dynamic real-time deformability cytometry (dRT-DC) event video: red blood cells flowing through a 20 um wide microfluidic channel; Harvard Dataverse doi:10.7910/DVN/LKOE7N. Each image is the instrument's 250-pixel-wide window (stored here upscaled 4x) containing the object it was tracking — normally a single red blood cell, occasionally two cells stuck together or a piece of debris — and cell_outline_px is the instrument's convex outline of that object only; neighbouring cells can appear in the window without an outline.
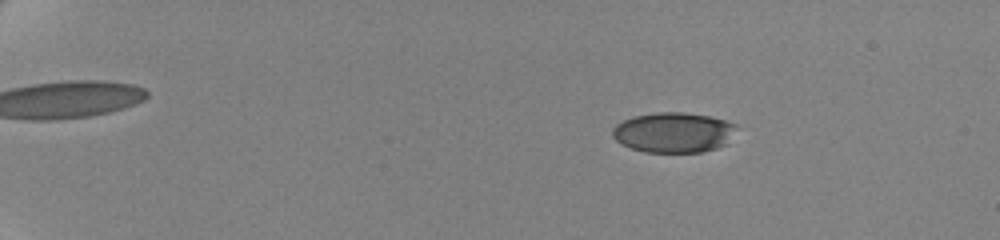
{"species": "human", "species_latin": "Homo sapiens", "temperature_condition": "cold", "stored_images_in_passage": 63, "camera_frame_rate_fps": 3000, "um_per_image_px": 0.085, "donor": {"sex": "female"}, "frame": {"image": 1, "passage_image": 13, "time_ms": 4.0, "image_size_px": [1000, 240], "cell_outline_px": [[736, 124], [728, 144], [704, 152], [644, 152], [620, 144], [612, 136], [612, 128], [616, 124], [632, 116], [656, 112], [684, 112], [708, 116], [724, 120]], "centroid_in_image_um": [57.22, 11.26], "position_along_channel_um": 27.8, "area_um2": 29.13}}
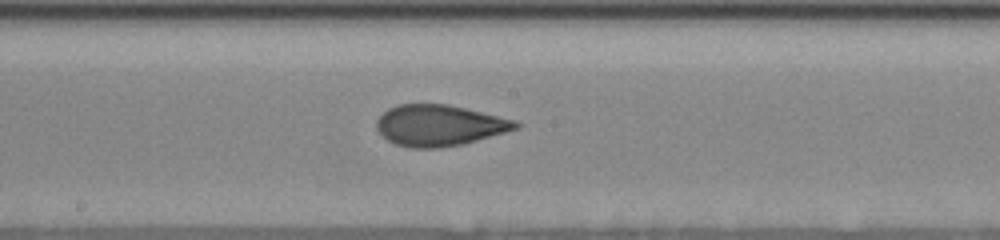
{"frame": {"image": 2, "passage_image": 39, "time_ms": 12.667, "image_size_px": [1000, 240], "cell_outline_px": [[520, 124], [516, 128], [504, 132], [464, 144], [440, 148], [408, 148], [396, 144], [388, 140], [376, 128], [376, 120], [388, 108], [396, 104], [448, 104], [516, 120]], "centroid_in_image_um": [37.31, 10.66], "position_along_channel_um": 210.9, "area_um2": 33.18}}
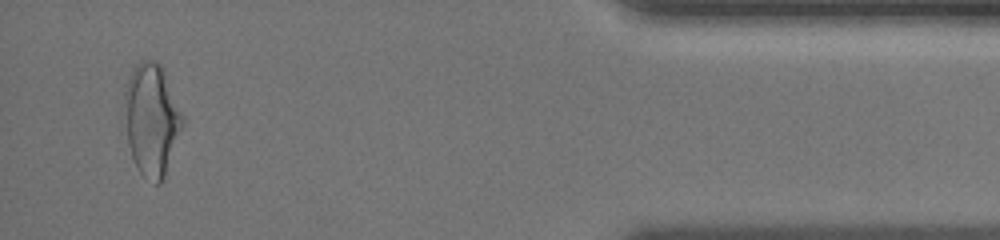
{"frame": {"image": 3, "passage_image": 61, "time_ms": 20.0, "image_size_px": [1000, 240], "cell_outline_px": [[184, 124], [164, 176], [160, 184], [156, 184], [144, 176], [136, 168], [128, 144], [124, 96], [124, 92], [128, 76], [136, 64], [140, 60], [156, 60], [160, 64], [184, 116]], "centroid_in_image_um": [12.89, 10.14], "position_along_channel_um": 422.3, "area_um2": 37.63}, "authors_computed_cell_mechanics": {"area_um2": 32.4836, "velocity_mm_per_s": 3.5128, "shape_relaxation_time_tau1_ms": 5.9269, "shape_relaxation_time_tau2_ms": 1.4669, "deformation_change_tau1": 0.1672, "deformation_change_tau2": 0.0768}}